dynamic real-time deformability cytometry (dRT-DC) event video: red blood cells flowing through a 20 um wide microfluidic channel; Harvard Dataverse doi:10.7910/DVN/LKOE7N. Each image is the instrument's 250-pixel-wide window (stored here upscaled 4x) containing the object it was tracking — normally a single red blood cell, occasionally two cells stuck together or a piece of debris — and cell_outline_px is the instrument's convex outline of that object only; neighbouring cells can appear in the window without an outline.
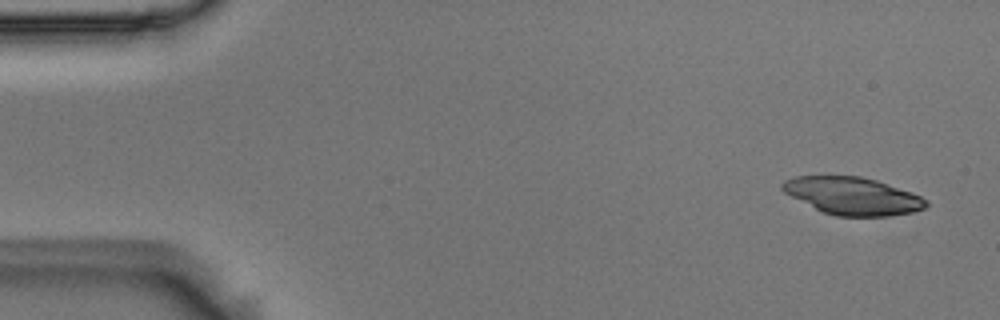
{"species": "Egyptian fruit bat (a non-hibernating species)", "species_latin": "Rousettus aegyptiacus", "temperature_condition": "room temperature", "stored_images_in_passage": 4, "camera_frame_rate_fps": 3000, "um_per_image_px": 0.085, "animal": {"sex": "male"}, "frame": {"image": 1, "passage_image": 1, "time_ms": 0.0, "image_size_px": [1000, 320], "cell_outline_px": [[928, 204], [924, 208], [912, 212], [888, 216], [836, 216], [824, 212], [784, 192], [780, 188], [780, 184], [784, 180], [796, 176], [860, 176], [876, 180], [912, 192], [928, 200]], "centroid_in_image_um": [72.48, 16.65], "position_along_channel_um": 12.5, "area_um2": 31.15}}